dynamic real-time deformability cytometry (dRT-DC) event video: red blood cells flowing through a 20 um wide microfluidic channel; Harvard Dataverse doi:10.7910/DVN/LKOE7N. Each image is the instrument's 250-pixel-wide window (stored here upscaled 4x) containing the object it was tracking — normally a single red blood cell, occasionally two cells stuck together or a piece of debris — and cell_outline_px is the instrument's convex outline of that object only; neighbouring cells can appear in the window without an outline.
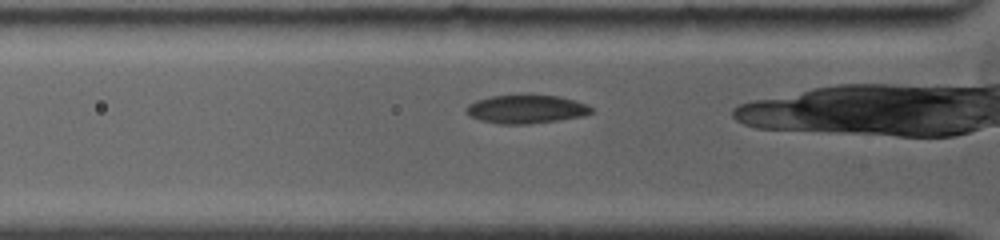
{"species": "common noctule bat (a hibernating species)", "species_latin": "Nyctalus noctula", "temperature_condition": "warm", "stored_images_in_passage": 8, "camera_frame_rate_fps": 5000, "um_per_image_px": 0.085, "animal": {"sex": "female", "body_mass_g": 19.0, "forearm_length_mm": 53.3}, "frame": {"image": 1, "passage_image": 2, "time_ms": 0.4, "image_size_px": [1000, 240], "cell_outline_px": [[596, 112], [584, 116], [560, 120], [528, 124], [500, 124], [480, 120], [468, 116], [464, 112], [464, 108], [468, 104], [476, 100], [492, 96], [528, 92], [560, 96], [576, 100], [588, 104]], "centroid_in_image_um": [44.74, 9.24], "position_along_channel_um": 81.1, "area_um2": 21.91}}
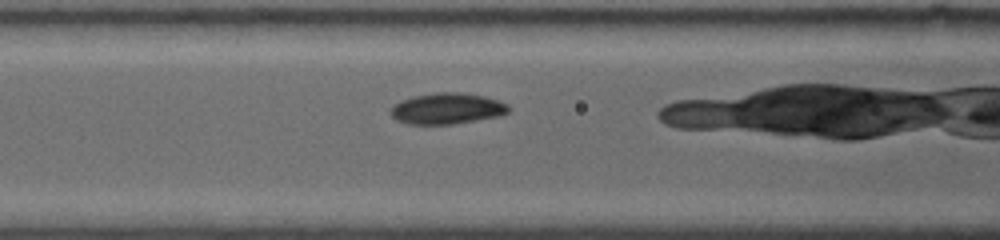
{"frame": {"image": 2, "passage_image": 5, "time_ms": 1.6, "image_size_px": [1000, 240], "cell_outline_px": [[508, 112], [500, 116], [452, 124], [408, 124], [396, 120], [388, 112], [400, 100], [412, 96], [436, 92], [460, 92], [484, 96], [508, 104]], "centroid_in_image_um": [37.97, 9.22], "position_along_channel_um": 128.6, "area_um2": 21.33}}
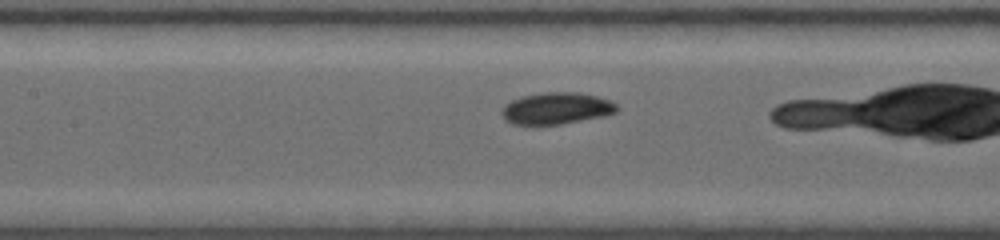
{"frame": {"image": 3, "passage_image": 7, "time_ms": 2.4, "image_size_px": [1000, 240], "cell_outline_px": [[620, 108], [616, 112], [604, 116], [560, 124], [532, 128], [512, 124], [504, 120], [500, 112], [504, 104], [512, 100], [524, 96], [544, 92], [576, 92], [596, 96], [608, 100], [616, 104]], "centroid_in_image_um": [47.22, 9.26], "position_along_channel_um": 160.2, "area_um2": 21.91}}